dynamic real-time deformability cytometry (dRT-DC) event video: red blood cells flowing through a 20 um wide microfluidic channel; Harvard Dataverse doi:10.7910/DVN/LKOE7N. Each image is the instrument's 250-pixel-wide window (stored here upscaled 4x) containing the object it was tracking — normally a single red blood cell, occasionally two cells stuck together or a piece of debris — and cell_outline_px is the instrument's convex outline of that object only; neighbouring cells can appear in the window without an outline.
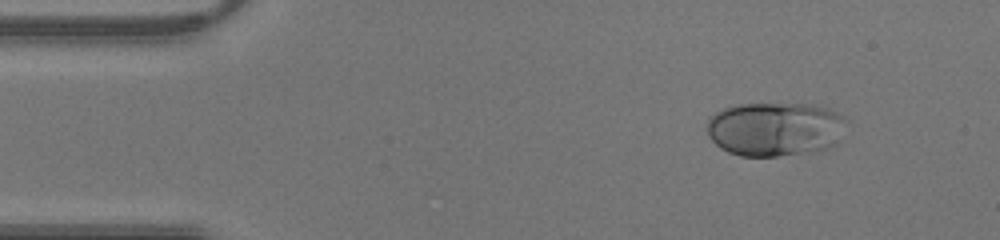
{"species": "human", "species_latin": "Homo sapiens", "temperature_condition": "warm", "stored_images_in_passage": 39, "camera_frame_rate_fps": 3000, "um_per_image_px": 0.085, "donor": {"sex": "male"}, "frame": {"image": 1, "passage_image": 1, "time_ms": 0.0, "image_size_px": [1000, 240], "cell_outline_px": [[840, 116], [836, 144], [824, 148], [776, 156], [740, 156], [728, 152], [720, 148], [708, 136], [708, 120], [716, 112], [724, 108], [740, 104], [804, 104], [828, 108], [836, 112]], "centroid_in_image_um": [65.73, 10.96], "position_along_channel_um": 19.3, "area_um2": 42.6}}
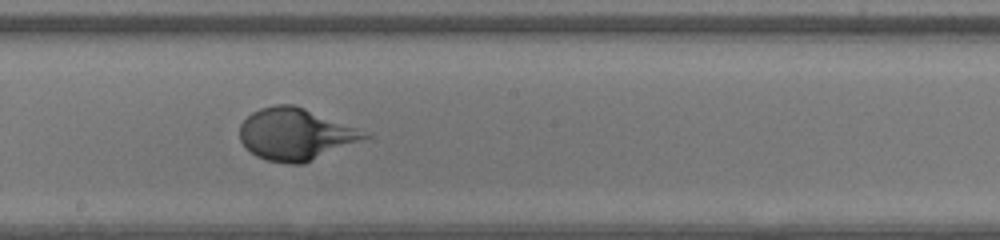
{"frame": {"image": 2, "passage_image": 19, "time_ms": 6.0, "image_size_px": [1000, 240], "cell_outline_px": [[372, 136], [304, 164], [288, 164], [268, 160], [256, 156], [240, 140], [240, 124], [252, 112], [260, 108], [276, 104], [292, 104], [304, 108], [372, 132]], "centroid_in_image_um": [25.17, 11.4], "position_along_channel_um": 223.0, "area_um2": 37.86}}
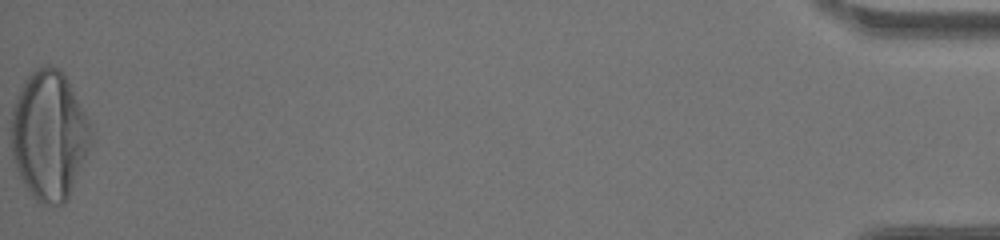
{"frame": {"image": 3, "passage_image": 39, "time_ms": 12.667, "image_size_px": [1000, 240], "cell_outline_px": [[92, 136], [88, 148], [68, 196], [64, 204], [44, 204], [36, 200], [24, 184], [20, 176], [12, 156], [12, 108], [20, 88], [24, 80], [32, 72], [48, 64], [52, 64], [64, 76], [88, 120]], "centroid_in_image_um": [4.14, 11.5], "position_along_channel_um": 431.1, "area_um2": 58.38}}